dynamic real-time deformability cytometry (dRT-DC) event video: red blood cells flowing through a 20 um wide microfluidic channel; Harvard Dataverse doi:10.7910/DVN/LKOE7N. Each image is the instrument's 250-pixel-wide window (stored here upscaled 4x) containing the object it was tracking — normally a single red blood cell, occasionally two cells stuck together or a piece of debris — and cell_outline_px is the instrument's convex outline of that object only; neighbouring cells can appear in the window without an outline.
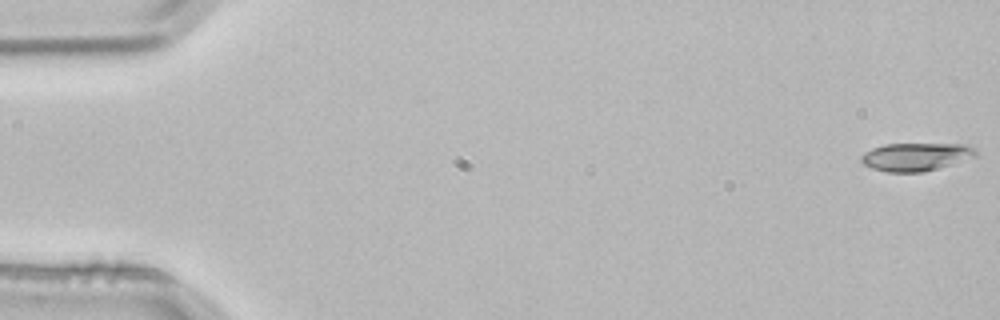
{"species": "common noctule bat (a hibernating species)", "species_latin": "Nyctalus noctula", "temperature_condition": "room temperature", "stored_images_in_passage": 53, "camera_frame_rate_fps": 3000, "um_per_image_px": 0.085, "animal": {"sex": "male", "body_mass_g": 21.5, "forearm_length_mm": 52.0}, "frame": {"image": 1, "passage_image": 1, "time_ms": 0.0, "image_size_px": [1000, 320], "cell_outline_px": [[976, 156], [924, 172], [888, 172], [872, 168], [864, 164], [860, 160], [860, 156], [864, 152], [872, 148], [884, 144], [968, 144], [976, 148]], "centroid_in_image_um": [77.83, 13.31], "position_along_channel_um": 7.2, "area_um2": 18.67}}
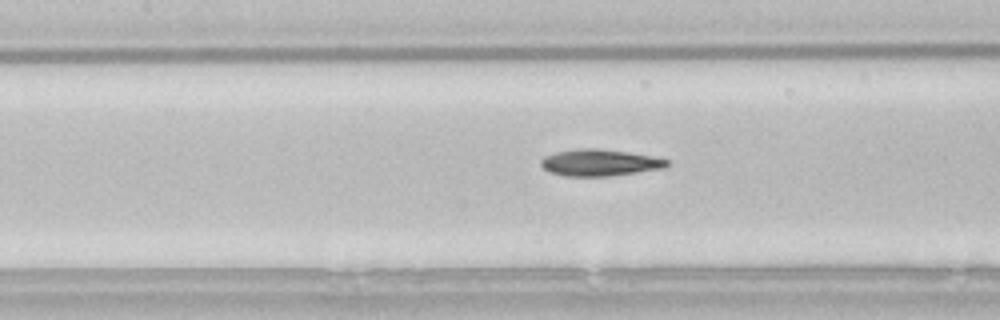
{"frame": {"image": 2, "passage_image": 24, "time_ms": 7.667, "image_size_px": [1000, 320], "cell_outline_px": [[668, 168], [608, 176], [564, 176], [548, 172], [540, 164], [540, 160], [544, 156], [556, 152], [580, 148], [596, 148], [628, 152], [668, 160]], "centroid_in_image_um": [50.94, 13.83], "position_along_channel_um": 156.5, "area_um2": 19.54}}
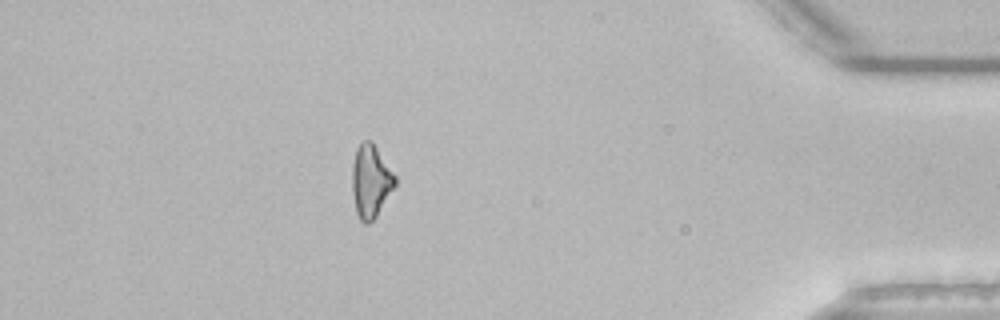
{"frame": {"image": 3, "passage_image": 47, "time_ms": 15.333, "image_size_px": [1000, 320], "cell_outline_px": [[396, 184], [376, 216], [368, 224], [364, 224], [360, 220], [356, 212], [352, 192], [352, 164], [356, 148], [364, 140], [372, 140], [396, 176]], "centroid_in_image_um": [31.5, 15.38], "position_along_channel_um": 403.7, "area_um2": 18.26}, "authors_computed_cell_mechanics": {"area_um2": 18.785, "velocity_mm_per_s": 3.8424, "shape_relaxation_time_tau1_ms": 8.3758, "shape_relaxation_time_tau2_ms": 3.5003, "deformation_change_tau1": 0.1964, "deformation_change_tau2": 0.1197}}